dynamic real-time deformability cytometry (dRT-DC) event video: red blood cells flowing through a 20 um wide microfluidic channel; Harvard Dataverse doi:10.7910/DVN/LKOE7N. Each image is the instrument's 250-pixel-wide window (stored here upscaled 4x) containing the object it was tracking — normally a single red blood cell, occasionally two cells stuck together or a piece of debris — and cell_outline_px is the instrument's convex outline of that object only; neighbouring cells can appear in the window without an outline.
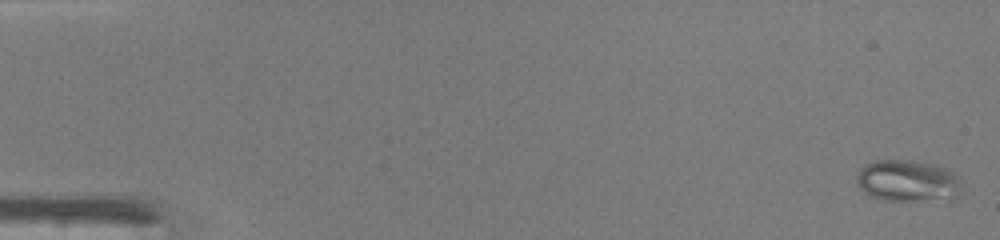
{"species": "common noctule bat (a hibernating species)", "species_latin": "Nyctalus noctula", "temperature_condition": "warm", "stored_images_in_passage": 47, "camera_frame_rate_fps": 3000, "um_per_image_px": 0.085, "animal": {"sex": "male", "body_mass_g": 19.0, "forearm_length_mm": 50.8}, "frame": {"image": 1, "passage_image": 1, "time_ms": 0.0, "image_size_px": [1000, 240], "cell_outline_px": [[960, 192], [956, 196], [908, 200], [884, 200], [872, 196], [864, 192], [856, 184], [856, 176], [860, 168], [864, 164], [876, 160], [912, 160], [936, 164], [956, 172], [960, 184]], "centroid_in_image_um": [77.1, 15.32], "position_along_channel_um": 7.9, "area_um2": 25.26}}
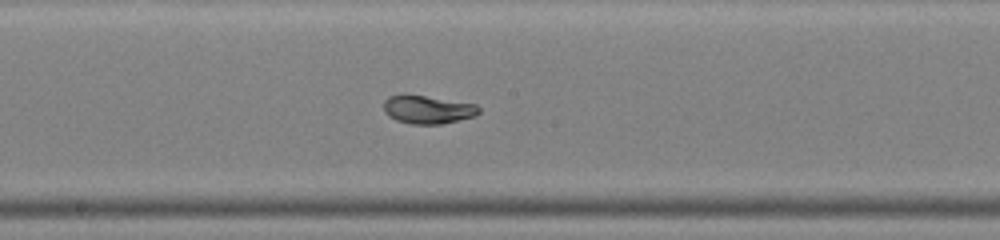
{"frame": {"image": 2, "passage_image": 26, "time_ms": 8.333, "image_size_px": [1000, 240], "cell_outline_px": [[480, 112], [476, 116], [440, 124], [412, 124], [396, 120], [388, 116], [384, 112], [384, 100], [388, 96], [424, 96], [476, 104], [480, 108]], "centroid_in_image_um": [36.37, 9.33], "position_along_channel_um": 211.8, "area_um2": 15.37}}
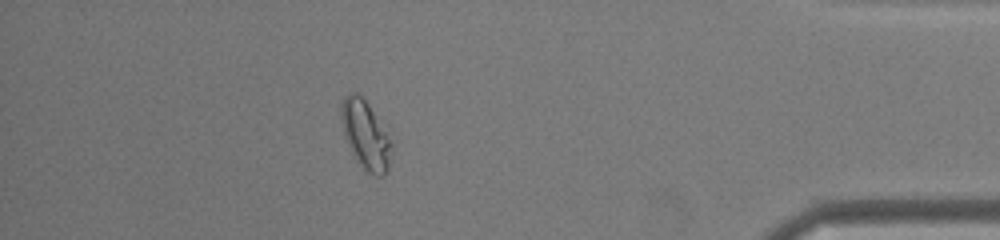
{"frame": {"image": 3, "passage_image": 42, "time_ms": 13.667, "image_size_px": [1000, 240], "cell_outline_px": [[392, 152], [388, 168], [384, 176], [376, 176], [368, 172], [356, 160], [344, 136], [340, 112], [340, 108], [344, 96], [348, 92], [356, 92], [368, 104], [392, 144]], "centroid_in_image_um": [31.05, 11.48], "position_along_channel_um": 404.2, "area_um2": 19.65}, "authors_computed_cell_mechanics": {"area_um2": 17.34, "velocity_mm_per_s": 4.3379, "shape_relaxation_time_tau1_ms": 4.7457, "shape_relaxation_time_tau2_ms": null, "deformation_change_tau1": 0.1925, "deformation_change_tau2": null}}